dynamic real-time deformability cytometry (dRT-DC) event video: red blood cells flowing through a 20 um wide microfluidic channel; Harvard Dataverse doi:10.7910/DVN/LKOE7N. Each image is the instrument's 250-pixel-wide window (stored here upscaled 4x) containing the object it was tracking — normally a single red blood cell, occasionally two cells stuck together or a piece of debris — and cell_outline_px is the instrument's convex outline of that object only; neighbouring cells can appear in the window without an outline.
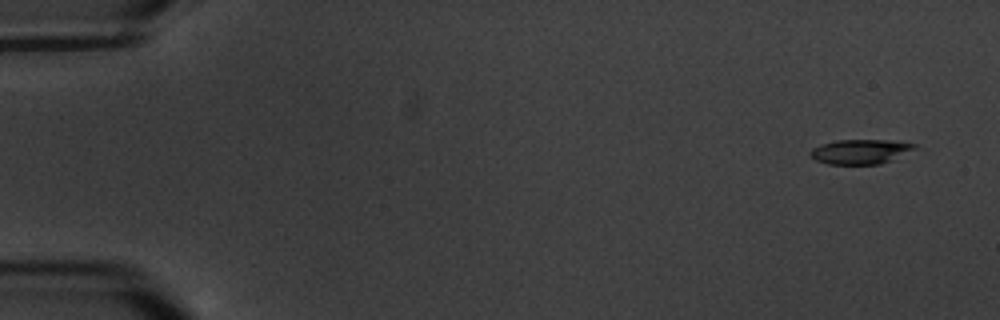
{"species": "common noctule bat (a hibernating species)", "species_latin": "Nyctalus noctula", "temperature_condition": "warm", "stored_images_in_passage": 6, "camera_frame_rate_fps": 3000, "um_per_image_px": 0.085, "animal": {"sex": "male", "body_mass_g": 20.1, "forearm_length_mm": 53.5}, "frame": {"image": 1, "passage_image": 2, "time_ms": 1.0, "image_size_px": [1000, 320], "cell_outline_px": [[916, 148], [880, 164], [828, 164], [816, 160], [808, 152], [812, 148], [820, 144], [836, 140], [884, 140], [916, 144]], "centroid_in_image_um": [73.06, 12.88], "position_along_channel_um": 11.9, "area_um2": 14.68}}
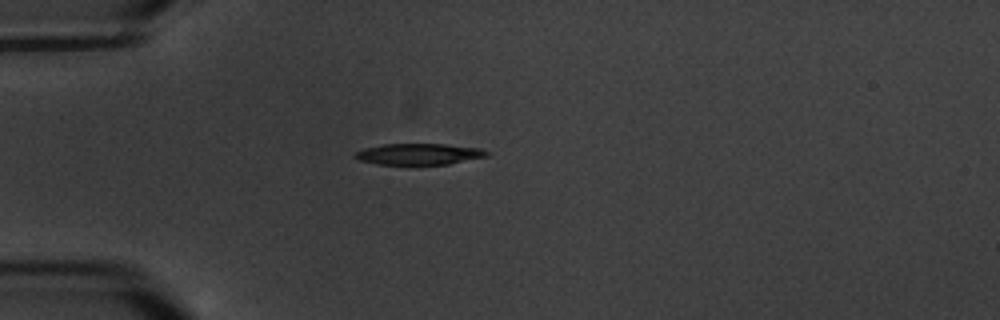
{"frame": {"image": 2, "passage_image": 6, "time_ms": 5.667, "image_size_px": [1000, 320], "cell_outline_px": [[488, 156], [448, 164], [376, 164], [360, 160], [352, 156], [356, 152], [364, 148], [384, 144], [444, 144], [480, 148], [488, 152]], "centroid_in_image_um": [35.59, 13.09], "position_along_channel_um": 49.4, "area_um2": 16.13}}